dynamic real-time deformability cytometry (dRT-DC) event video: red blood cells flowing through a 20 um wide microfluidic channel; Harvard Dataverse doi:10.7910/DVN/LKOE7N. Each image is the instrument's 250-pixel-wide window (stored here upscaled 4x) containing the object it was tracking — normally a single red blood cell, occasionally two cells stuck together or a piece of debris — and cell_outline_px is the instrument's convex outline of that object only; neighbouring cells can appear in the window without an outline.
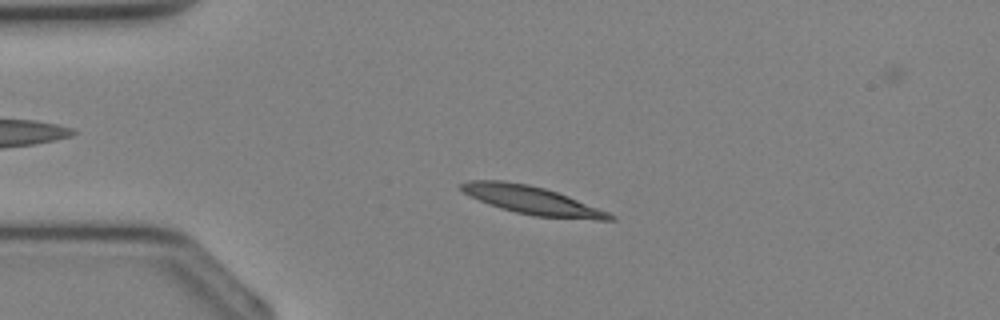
{"species": "Egyptian fruit bat (a non-hibernating species)", "species_latin": "Rousettus aegyptiacus", "temperature_condition": "cold", "stored_images_in_passage": 36, "camera_frame_rate_fps": 3000, "um_per_image_px": 0.085, "animal": {"sex": "female"}, "frame": {"image": 1, "passage_image": 8, "time_ms": 2.333, "image_size_px": [1000, 320], "cell_outline_px": [[616, 220], [596, 220], [536, 216], [516, 212], [500, 208], [488, 204], [464, 192], [460, 188], [460, 184], [468, 180], [504, 180], [528, 184], [544, 188], [568, 196], [608, 212], [616, 216]], "centroid_in_image_um": [45.23, 17.02], "position_along_channel_um": 39.8, "area_um2": 24.16}}
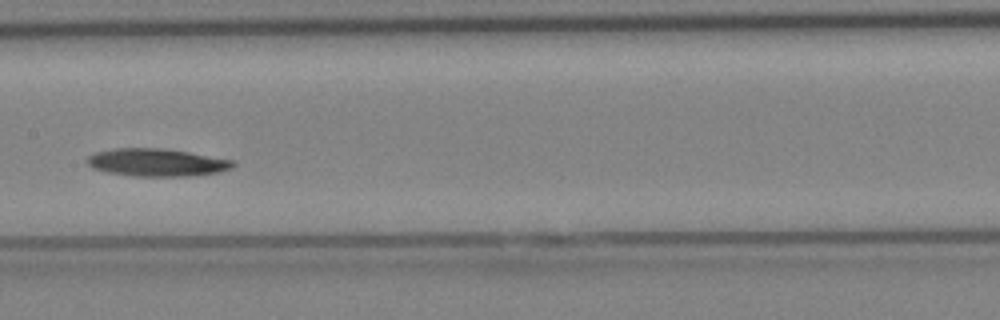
{"frame": {"image": 2, "passage_image": 18, "time_ms": 5.667, "image_size_px": [1000, 320], "cell_outline_px": [[236, 164], [232, 168], [216, 172], [188, 176], [132, 176], [108, 172], [92, 168], [88, 164], [88, 156], [92, 152], [116, 148], [164, 148], [236, 160]], "centroid_in_image_um": [13.32, 13.8], "position_along_channel_um": 194.1, "area_um2": 23.58}}
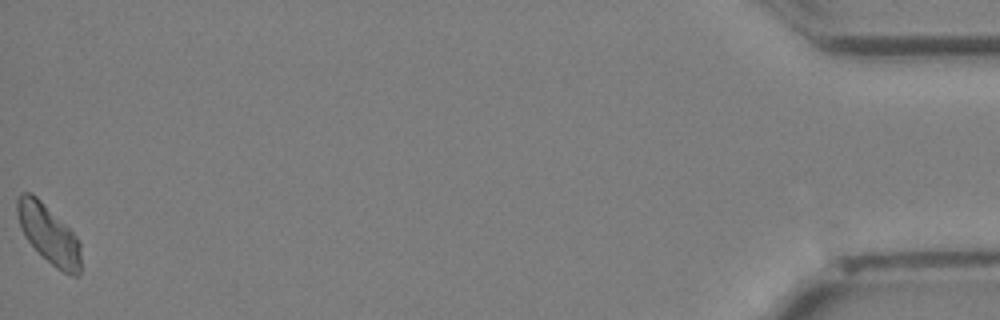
{"frame": {"image": 3, "passage_image": 36, "time_ms": 11.667, "image_size_px": [1000, 320], "cell_outline_px": [[80, 276], [72, 276], [64, 272], [52, 264], [24, 236], [20, 228], [16, 212], [16, 200], [20, 192], [32, 192], [72, 232], [80, 244]], "centroid_in_image_um": [4.1, 19.87], "position_along_channel_um": 431.1, "area_um2": 21.33}}